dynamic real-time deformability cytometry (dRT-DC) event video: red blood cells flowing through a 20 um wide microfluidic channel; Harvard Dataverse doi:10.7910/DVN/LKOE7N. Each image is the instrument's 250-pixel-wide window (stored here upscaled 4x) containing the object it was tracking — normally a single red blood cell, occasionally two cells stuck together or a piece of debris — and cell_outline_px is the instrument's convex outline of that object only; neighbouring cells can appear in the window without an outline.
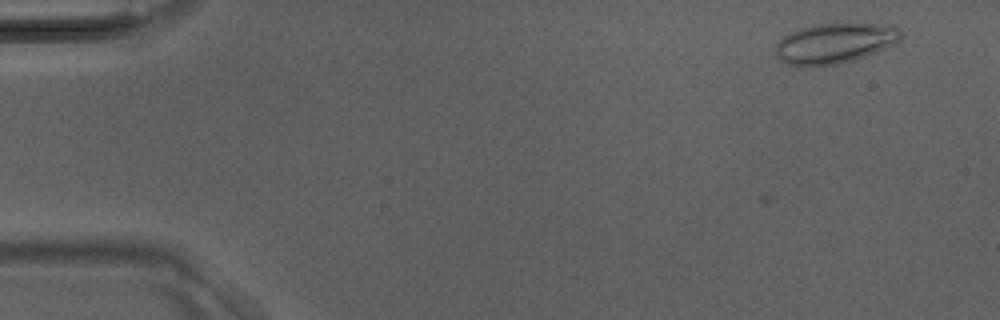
{"species": "Egyptian fruit bat (a non-hibernating species)", "species_latin": "Rousettus aegyptiacus", "temperature_condition": "room temperature", "stored_images_in_passage": 5, "camera_frame_rate_fps": 3000, "um_per_image_px": 0.085, "animal": {"sex": "male"}, "frame": {"image": 1, "passage_image": 5, "time_ms": 1.333, "image_size_px": [1000, 320], "cell_outline_px": [[900, 40], [864, 56], [852, 60], [836, 64], [784, 64], [776, 56], [776, 44], [788, 32], [812, 24], [836, 20], [848, 20], [892, 24], [900, 28]], "centroid_in_image_um": [70.98, 3.56], "position_along_channel_um": 14.0, "area_um2": 30.0}}